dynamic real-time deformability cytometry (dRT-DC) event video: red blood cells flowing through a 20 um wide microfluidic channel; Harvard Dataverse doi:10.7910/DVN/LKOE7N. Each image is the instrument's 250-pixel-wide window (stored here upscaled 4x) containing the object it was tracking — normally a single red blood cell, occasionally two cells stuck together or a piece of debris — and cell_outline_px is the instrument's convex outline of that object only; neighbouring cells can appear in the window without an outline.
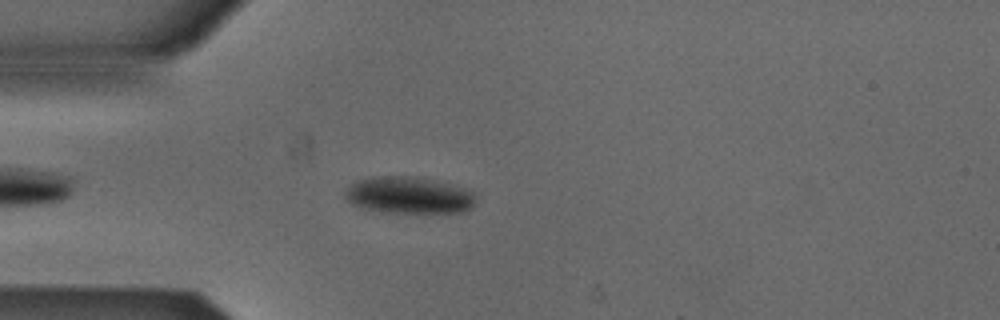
{"species": "Egyptian fruit bat (a non-hibernating species)", "species_latin": "Rousettus aegyptiacus", "temperature_condition": "cold", "stored_images_in_passage": 43, "camera_frame_rate_fps": 3000, "um_per_image_px": 0.085, "animal": {"sex": "male"}, "frame": {"image": 1, "passage_image": 5, "time_ms": 1.333, "image_size_px": [1000, 320], "cell_outline_px": [[476, 200], [472, 208], [460, 212], [380, 212], [364, 208], [352, 204], [344, 196], [344, 192], [356, 180], [372, 176], [416, 176], [460, 188], [472, 192], [476, 196]], "centroid_in_image_um": [34.7, 16.59], "position_along_channel_um": 50.3, "area_um2": 27.74}}
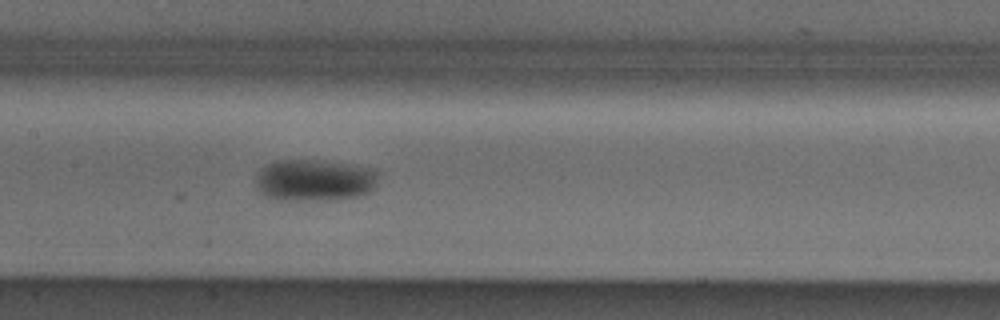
{"frame": {"image": 2, "passage_image": 16, "time_ms": 5.0, "image_size_px": [1000, 320], "cell_outline_px": [[380, 172], [372, 188], [368, 192], [360, 196], [316, 200], [280, 200], [264, 196], [256, 188], [256, 176], [260, 168], [276, 160], [320, 160], [352, 164], [376, 168]], "centroid_in_image_um": [26.72, 15.3], "position_along_channel_um": 180.7, "area_um2": 30.11}}
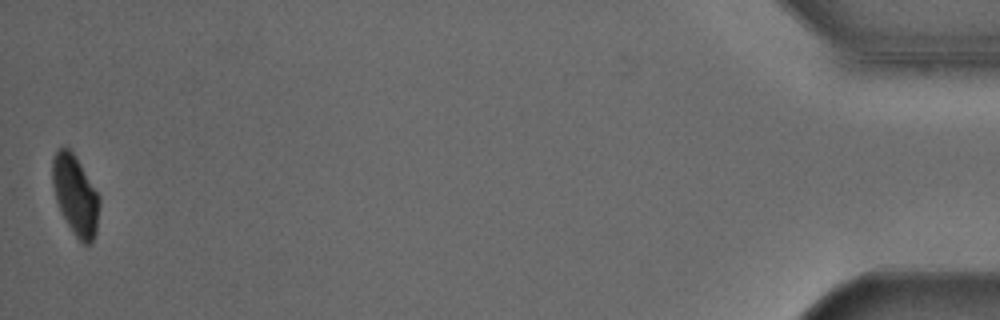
{"frame": {"image": 3, "passage_image": 43, "time_ms": 14.0, "image_size_px": [1000, 320], "cell_outline_px": [[100, 204], [96, 232], [92, 244], [84, 244], [72, 232], [56, 200], [52, 184], [52, 156], [60, 148], [68, 148], [72, 152], [80, 164], [100, 196]], "centroid_in_image_um": [6.42, 16.6], "position_along_channel_um": 428.8, "area_um2": 21.62}, "authors_computed_cell_mechanics": {"area_um2": 27.6284, "velocity_mm_per_s": 3.8566, "shape_relaxation_time_tau1_ms": 10.1854, "shape_relaxation_time_tau2_ms": null, "deformation_change_tau1": 0.129, "deformation_change_tau2": null}}